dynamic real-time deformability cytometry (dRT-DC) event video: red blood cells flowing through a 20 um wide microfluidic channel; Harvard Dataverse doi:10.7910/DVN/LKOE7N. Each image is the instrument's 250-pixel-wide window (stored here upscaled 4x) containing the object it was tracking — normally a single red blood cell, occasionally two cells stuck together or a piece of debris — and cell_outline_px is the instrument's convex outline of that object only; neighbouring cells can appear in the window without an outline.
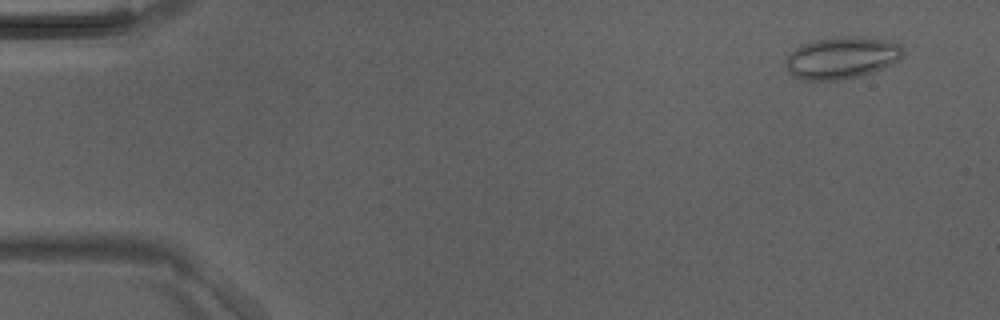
{"species": "Egyptian fruit bat (a non-hibernating species)", "species_latin": "Rousettus aegyptiacus", "temperature_condition": "room temperature", "stored_images_in_passage": 47, "camera_frame_rate_fps": 3000, "um_per_image_px": 0.085, "animal": {"sex": "male"}, "frame": {"image": 1, "passage_image": 4, "time_ms": 1.0, "image_size_px": [1000, 320], "cell_outline_px": [[904, 56], [884, 68], [860, 76], [840, 80], [800, 80], [788, 72], [784, 64], [784, 60], [796, 48], [804, 44], [816, 40], [840, 36], [864, 36], [888, 40], [900, 44], [904, 52]], "centroid_in_image_um": [71.56, 4.91], "position_along_channel_um": 13.4, "area_um2": 28.96}}
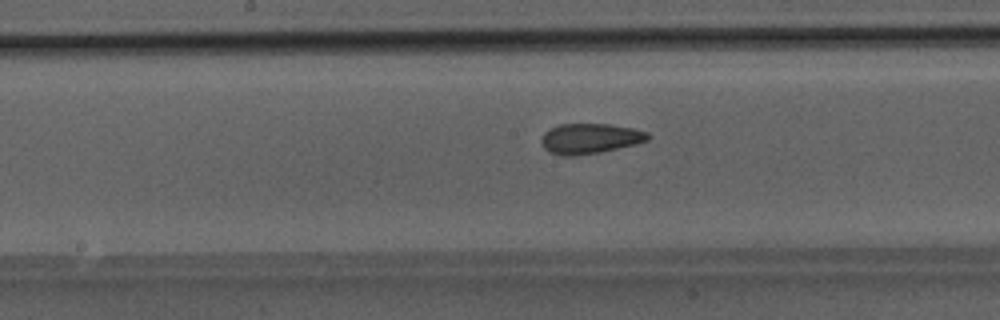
{"frame": {"image": 2, "passage_image": 25, "time_ms": 8.0, "image_size_px": [1000, 320], "cell_outline_px": [[652, 136], [648, 140], [636, 144], [600, 152], [576, 156], [560, 156], [548, 152], [544, 148], [540, 140], [544, 132], [560, 124], [608, 124], [632, 128], [648, 132]], "centroid_in_image_um": [50.14, 11.79], "position_along_channel_um": 198.1, "area_um2": 18.9}}
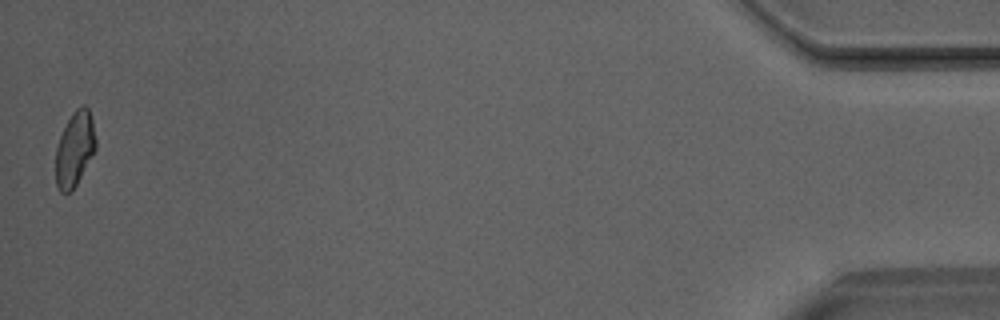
{"frame": {"image": 3, "passage_image": 47, "time_ms": 15.333, "image_size_px": [1000, 320], "cell_outline_px": [[96, 148], [72, 192], [60, 192], [56, 184], [56, 148], [60, 136], [72, 112], [76, 108], [84, 104], [88, 108], [92, 120], [96, 140]], "centroid_in_image_um": [6.35, 12.66], "position_along_channel_um": 428.9, "area_um2": 17.28}}